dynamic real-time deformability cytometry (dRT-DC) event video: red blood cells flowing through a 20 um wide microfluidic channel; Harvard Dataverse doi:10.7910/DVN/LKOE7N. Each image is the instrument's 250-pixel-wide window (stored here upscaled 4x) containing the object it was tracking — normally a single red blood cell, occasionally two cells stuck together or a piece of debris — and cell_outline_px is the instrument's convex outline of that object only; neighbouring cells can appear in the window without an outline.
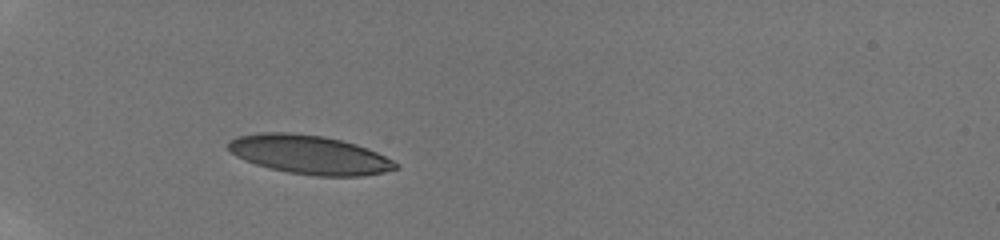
{"species": "human", "species_latin": "Homo sapiens", "temperature_condition": "room temperature", "stored_images_in_passage": 31, "camera_frame_rate_fps": 3000, "um_per_image_px": 0.085, "donor": {"sex": "male"}, "frame": {"image": 1, "passage_image": 18, "time_ms": 3.667, "image_size_px": [1000, 240], "cell_outline_px": [[400, 168], [384, 172], [360, 176], [316, 176], [288, 172], [268, 168], [244, 160], [236, 156], [228, 148], [228, 144], [236, 136], [260, 132], [288, 132], [324, 136], [356, 144], [368, 148], [400, 164]], "centroid_in_image_um": [26.31, 13.15], "position_along_channel_um": 58.7, "area_um2": 37.92}}